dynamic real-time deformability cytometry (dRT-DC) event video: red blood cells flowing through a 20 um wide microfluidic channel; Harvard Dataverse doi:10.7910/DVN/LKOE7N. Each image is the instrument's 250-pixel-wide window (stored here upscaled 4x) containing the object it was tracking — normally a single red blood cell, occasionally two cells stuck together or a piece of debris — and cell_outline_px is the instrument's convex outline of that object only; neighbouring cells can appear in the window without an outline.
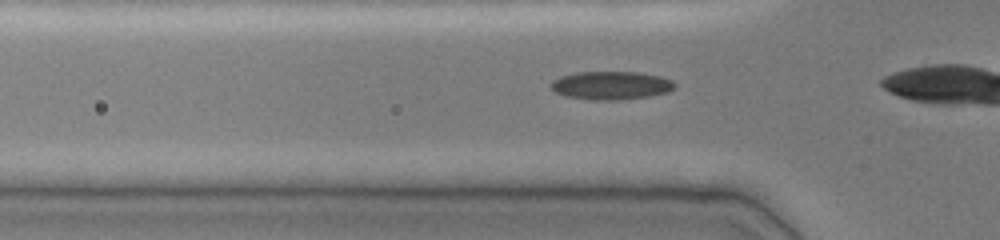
{"species": "common noctule bat (a hibernating species)", "species_latin": "Nyctalus noctula", "temperature_condition": "cold", "stored_images_in_passage": 26, "camera_frame_rate_fps": 3000, "um_per_image_px": 0.085, "animal": {"sex": "female", "body_mass_g": 19.0, "forearm_length_mm": 51.5}, "frame": {"image": 1, "passage_image": 6, "time_ms": 2.0, "image_size_px": [1000, 240], "cell_outline_px": [[676, 88], [668, 92], [648, 96], [616, 100], [596, 100], [568, 96], [556, 92], [552, 88], [552, 80], [560, 76], [576, 72], [640, 72], [660, 76], [672, 80], [676, 84]], "centroid_in_image_um": [51.99, 7.25], "position_along_channel_um": 73.8, "area_um2": 20.29}}
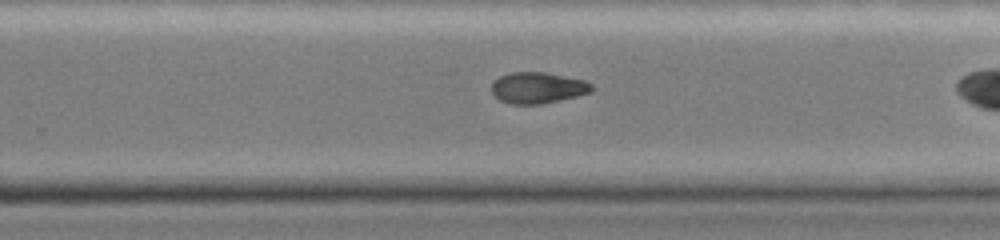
{"frame": {"image": 2, "passage_image": 19, "time_ms": 7.333, "image_size_px": [1000, 240], "cell_outline_px": [[592, 92], [576, 96], [540, 104], [512, 104], [500, 100], [492, 92], [492, 84], [500, 76], [508, 72], [544, 72], [584, 80], [592, 84]], "centroid_in_image_um": [45.7, 7.45], "position_along_channel_um": 284.1, "area_um2": 17.98}}
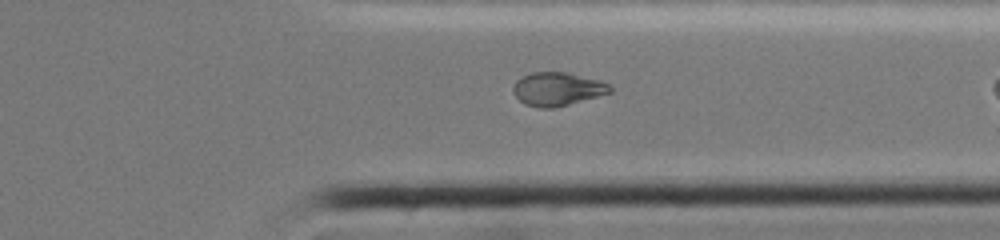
{"frame": {"image": 3, "passage_image": 24, "time_ms": 9.333, "image_size_px": [1000, 240], "cell_outline_px": [[612, 92], [556, 108], [540, 108], [524, 104], [512, 92], [512, 88], [516, 80], [532, 72], [568, 72], [600, 80], [608, 84], [612, 88]], "centroid_in_image_um": [47.37, 7.57], "position_along_channel_um": 364.0, "area_um2": 18.96}}